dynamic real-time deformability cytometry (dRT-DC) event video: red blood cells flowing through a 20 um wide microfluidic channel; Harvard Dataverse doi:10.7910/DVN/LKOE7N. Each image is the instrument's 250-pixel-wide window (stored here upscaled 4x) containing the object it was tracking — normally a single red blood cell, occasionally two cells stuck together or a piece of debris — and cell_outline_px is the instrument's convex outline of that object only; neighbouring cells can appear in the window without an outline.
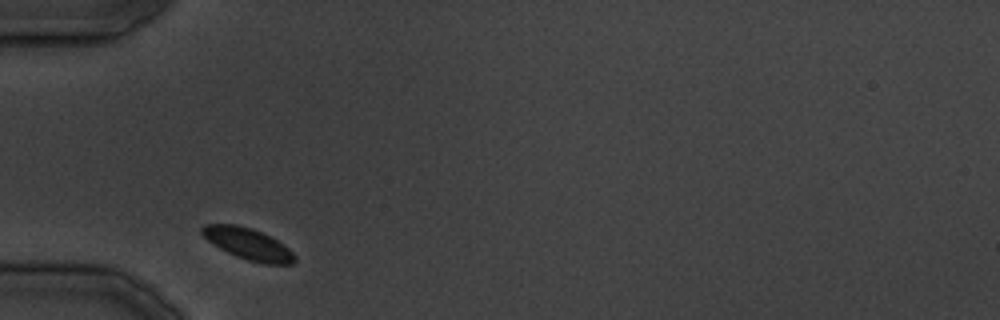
{"species": "common noctule bat (a hibernating species)", "species_latin": "Nyctalus noctula", "temperature_condition": "cold", "stored_images_in_passage": 22, "camera_frame_rate_fps": 3000, "um_per_image_px": 0.085, "animal": {"sex": "male", "body_mass_g": 19.5, "forearm_length_mm": 54.6}, "frame": {"image": 1, "passage_image": 1, "time_ms": 0.0, "image_size_px": [1000, 320], "cell_outline_px": [[296, 260], [292, 264], [264, 264], [248, 260], [236, 256], [220, 248], [208, 240], [200, 232], [200, 228], [204, 224], [236, 224], [252, 228], [284, 244], [296, 256]], "centroid_in_image_um": [21.09, 20.73], "position_along_channel_um": 63.9, "area_um2": 16.88}}
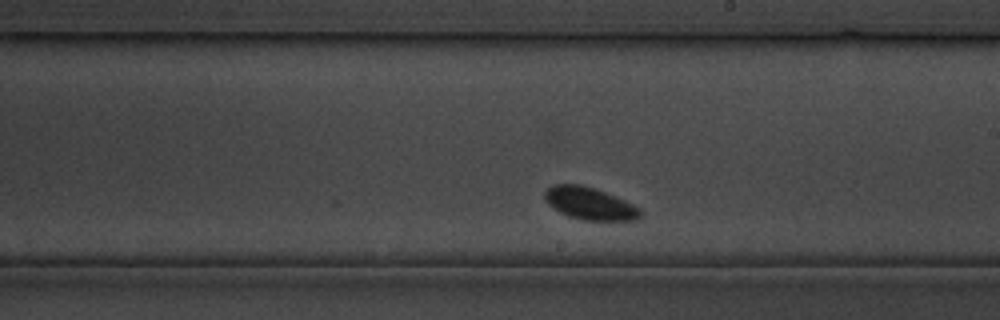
{"frame": {"image": 2, "passage_image": 12, "time_ms": 13.333, "image_size_px": [1000, 320], "cell_outline_px": [[644, 212], [636, 220], [584, 220], [568, 216], [560, 212], [548, 204], [544, 200], [544, 192], [552, 184], [580, 184], [604, 192], [624, 200], [640, 208]], "centroid_in_image_um": [50.11, 17.3], "position_along_channel_um": 238.9, "area_um2": 17.92}}
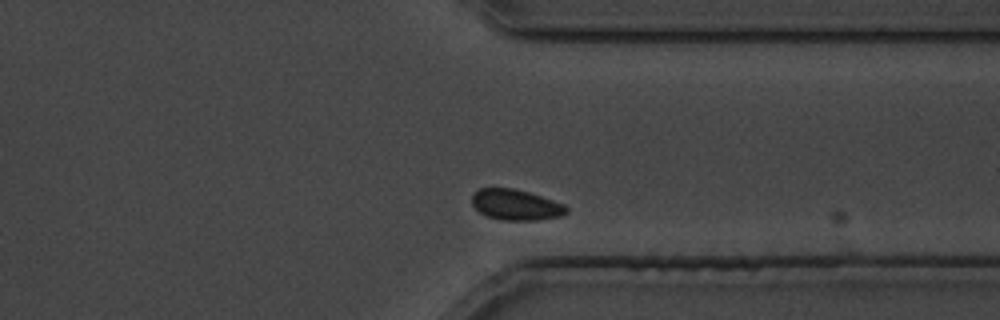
{"frame": {"image": 3, "passage_image": 20, "time_ms": 22.667, "image_size_px": [1000, 320], "cell_outline_px": [[568, 212], [560, 216], [536, 220], [504, 220], [488, 216], [480, 212], [472, 204], [472, 196], [480, 188], [512, 188], [528, 192], [564, 204], [568, 208]], "centroid_in_image_um": [43.85, 17.41], "position_along_channel_um": 367.5, "area_um2": 16.65}}